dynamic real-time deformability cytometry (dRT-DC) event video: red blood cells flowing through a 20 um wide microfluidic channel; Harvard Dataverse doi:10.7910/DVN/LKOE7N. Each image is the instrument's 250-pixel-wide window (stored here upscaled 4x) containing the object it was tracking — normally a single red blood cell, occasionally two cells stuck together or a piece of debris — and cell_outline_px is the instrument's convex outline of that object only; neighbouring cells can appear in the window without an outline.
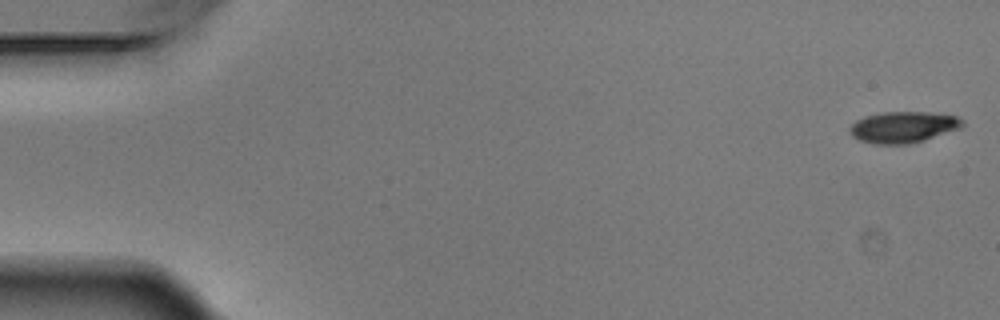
{"species": "Egyptian fruit bat (a non-hibernating species)", "species_latin": "Rousettus aegyptiacus", "temperature_condition": "warm", "stored_images_in_passage": 6, "camera_frame_rate_fps": 3000, "um_per_image_px": 0.085, "animal": {"sex": "male"}, "frame": {"image": 1, "passage_image": 1, "time_ms": 0.0, "image_size_px": [1000, 320], "cell_outline_px": [[964, 124], [960, 128], [912, 144], [872, 144], [860, 140], [852, 136], [848, 132], [848, 128], [856, 120], [864, 116], [880, 112], [928, 112], [956, 116], [964, 120]], "centroid_in_image_um": [76.74, 10.8], "position_along_channel_um": 8.3, "area_um2": 20.69}}
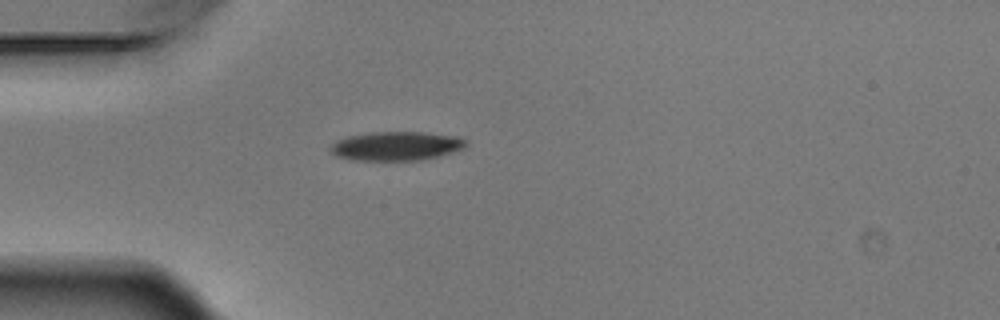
{"frame": {"image": 2, "passage_image": 5, "time_ms": 1.333, "image_size_px": [1000, 320], "cell_outline_px": [[468, 144], [460, 152], [420, 160], [352, 160], [336, 156], [328, 148], [336, 140], [348, 136], [372, 132], [424, 132], [460, 136], [468, 140]], "centroid_in_image_um": [33.77, 12.41], "position_along_channel_um": 51.2, "area_um2": 23.35}}